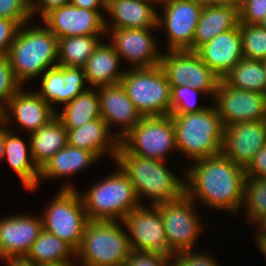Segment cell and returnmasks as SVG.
<instances>
[{
	"label": "cell",
	"instance_id": "1",
	"mask_svg": "<svg viewBox=\"0 0 266 266\" xmlns=\"http://www.w3.org/2000/svg\"><path fill=\"white\" fill-rule=\"evenodd\" d=\"M184 172L185 194L194 202L235 214L243 206L245 168L222 152L193 161Z\"/></svg>",
	"mask_w": 266,
	"mask_h": 266
},
{
	"label": "cell",
	"instance_id": "2",
	"mask_svg": "<svg viewBox=\"0 0 266 266\" xmlns=\"http://www.w3.org/2000/svg\"><path fill=\"white\" fill-rule=\"evenodd\" d=\"M114 162L131 180L140 205L145 196L155 206L176 200L185 193L184 177L180 179L172 173L165 164L167 161L134 155L119 143Z\"/></svg>",
	"mask_w": 266,
	"mask_h": 266
},
{
	"label": "cell",
	"instance_id": "3",
	"mask_svg": "<svg viewBox=\"0 0 266 266\" xmlns=\"http://www.w3.org/2000/svg\"><path fill=\"white\" fill-rule=\"evenodd\" d=\"M7 56L13 73L25 86L58 65V38L45 25L28 22L19 27Z\"/></svg>",
	"mask_w": 266,
	"mask_h": 266
},
{
	"label": "cell",
	"instance_id": "4",
	"mask_svg": "<svg viewBox=\"0 0 266 266\" xmlns=\"http://www.w3.org/2000/svg\"><path fill=\"white\" fill-rule=\"evenodd\" d=\"M210 106L196 113H170L177 150L193 161L222 152L224 125L215 106Z\"/></svg>",
	"mask_w": 266,
	"mask_h": 266
},
{
	"label": "cell",
	"instance_id": "5",
	"mask_svg": "<svg viewBox=\"0 0 266 266\" xmlns=\"http://www.w3.org/2000/svg\"><path fill=\"white\" fill-rule=\"evenodd\" d=\"M83 193L80 196L89 221L122 222L140 206L131 180L118 167Z\"/></svg>",
	"mask_w": 266,
	"mask_h": 266
},
{
	"label": "cell",
	"instance_id": "6",
	"mask_svg": "<svg viewBox=\"0 0 266 266\" xmlns=\"http://www.w3.org/2000/svg\"><path fill=\"white\" fill-rule=\"evenodd\" d=\"M120 221H88L76 251L80 266H122L132 253Z\"/></svg>",
	"mask_w": 266,
	"mask_h": 266
},
{
	"label": "cell",
	"instance_id": "7",
	"mask_svg": "<svg viewBox=\"0 0 266 266\" xmlns=\"http://www.w3.org/2000/svg\"><path fill=\"white\" fill-rule=\"evenodd\" d=\"M120 83L143 117L170 115L171 85L159 65L152 68H127Z\"/></svg>",
	"mask_w": 266,
	"mask_h": 266
},
{
	"label": "cell",
	"instance_id": "8",
	"mask_svg": "<svg viewBox=\"0 0 266 266\" xmlns=\"http://www.w3.org/2000/svg\"><path fill=\"white\" fill-rule=\"evenodd\" d=\"M62 186L41 215L43 230L56 235L77 251L89 220L76 187L68 183Z\"/></svg>",
	"mask_w": 266,
	"mask_h": 266
},
{
	"label": "cell",
	"instance_id": "9",
	"mask_svg": "<svg viewBox=\"0 0 266 266\" xmlns=\"http://www.w3.org/2000/svg\"><path fill=\"white\" fill-rule=\"evenodd\" d=\"M155 206L162 216L168 241V255L193 250L199 235L205 228L204 223L199 220L200 217L196 211L198 206L195 205L194 201L184 193L176 200Z\"/></svg>",
	"mask_w": 266,
	"mask_h": 266
},
{
	"label": "cell",
	"instance_id": "10",
	"mask_svg": "<svg viewBox=\"0 0 266 266\" xmlns=\"http://www.w3.org/2000/svg\"><path fill=\"white\" fill-rule=\"evenodd\" d=\"M120 143L134 155L166 161L168 153L178 152L171 115L143 117Z\"/></svg>",
	"mask_w": 266,
	"mask_h": 266
},
{
	"label": "cell",
	"instance_id": "11",
	"mask_svg": "<svg viewBox=\"0 0 266 266\" xmlns=\"http://www.w3.org/2000/svg\"><path fill=\"white\" fill-rule=\"evenodd\" d=\"M213 100L224 126L266 120L264 93L235 89L221 79Z\"/></svg>",
	"mask_w": 266,
	"mask_h": 266
},
{
	"label": "cell",
	"instance_id": "12",
	"mask_svg": "<svg viewBox=\"0 0 266 266\" xmlns=\"http://www.w3.org/2000/svg\"><path fill=\"white\" fill-rule=\"evenodd\" d=\"M160 6L163 7V15L158 12V27L164 26L163 29L167 32V51H192L193 38L203 6L188 0H166Z\"/></svg>",
	"mask_w": 266,
	"mask_h": 266
},
{
	"label": "cell",
	"instance_id": "13",
	"mask_svg": "<svg viewBox=\"0 0 266 266\" xmlns=\"http://www.w3.org/2000/svg\"><path fill=\"white\" fill-rule=\"evenodd\" d=\"M108 42L112 44L120 59L131 63V68L158 66L162 52L151 31L155 28H105Z\"/></svg>",
	"mask_w": 266,
	"mask_h": 266
},
{
	"label": "cell",
	"instance_id": "14",
	"mask_svg": "<svg viewBox=\"0 0 266 266\" xmlns=\"http://www.w3.org/2000/svg\"><path fill=\"white\" fill-rule=\"evenodd\" d=\"M150 206L140 205L133 209L120 225L131 235L128 234V239L132 250L168 255V241L161 213L156 206Z\"/></svg>",
	"mask_w": 266,
	"mask_h": 266
},
{
	"label": "cell",
	"instance_id": "15",
	"mask_svg": "<svg viewBox=\"0 0 266 266\" xmlns=\"http://www.w3.org/2000/svg\"><path fill=\"white\" fill-rule=\"evenodd\" d=\"M104 16L102 11L78 8L68 3L53 9L42 20L58 39L82 35L106 36Z\"/></svg>",
	"mask_w": 266,
	"mask_h": 266
},
{
	"label": "cell",
	"instance_id": "16",
	"mask_svg": "<svg viewBox=\"0 0 266 266\" xmlns=\"http://www.w3.org/2000/svg\"><path fill=\"white\" fill-rule=\"evenodd\" d=\"M43 231L42 218L27 214L0 219V259H23Z\"/></svg>",
	"mask_w": 266,
	"mask_h": 266
},
{
	"label": "cell",
	"instance_id": "17",
	"mask_svg": "<svg viewBox=\"0 0 266 266\" xmlns=\"http://www.w3.org/2000/svg\"><path fill=\"white\" fill-rule=\"evenodd\" d=\"M22 87L0 110V120L8 127L14 119L21 130L29 135L41 126L48 124L55 116V111L34 90L26 91Z\"/></svg>",
	"mask_w": 266,
	"mask_h": 266
},
{
	"label": "cell",
	"instance_id": "18",
	"mask_svg": "<svg viewBox=\"0 0 266 266\" xmlns=\"http://www.w3.org/2000/svg\"><path fill=\"white\" fill-rule=\"evenodd\" d=\"M266 144V120L224 126L222 153L246 168Z\"/></svg>",
	"mask_w": 266,
	"mask_h": 266
},
{
	"label": "cell",
	"instance_id": "19",
	"mask_svg": "<svg viewBox=\"0 0 266 266\" xmlns=\"http://www.w3.org/2000/svg\"><path fill=\"white\" fill-rule=\"evenodd\" d=\"M39 82L40 88L35 92L55 111V103L66 105L89 88L85 87L87 81L81 67L57 65L46 70Z\"/></svg>",
	"mask_w": 266,
	"mask_h": 266
},
{
	"label": "cell",
	"instance_id": "20",
	"mask_svg": "<svg viewBox=\"0 0 266 266\" xmlns=\"http://www.w3.org/2000/svg\"><path fill=\"white\" fill-rule=\"evenodd\" d=\"M99 95L100 116L107 123L110 131L112 126L121 127L116 137L121 140L143 116L129 99L121 83L97 88ZM117 124V125H116Z\"/></svg>",
	"mask_w": 266,
	"mask_h": 266
},
{
	"label": "cell",
	"instance_id": "21",
	"mask_svg": "<svg viewBox=\"0 0 266 266\" xmlns=\"http://www.w3.org/2000/svg\"><path fill=\"white\" fill-rule=\"evenodd\" d=\"M196 52L215 74L224 78L244 58L239 27L218 34Z\"/></svg>",
	"mask_w": 266,
	"mask_h": 266
},
{
	"label": "cell",
	"instance_id": "22",
	"mask_svg": "<svg viewBox=\"0 0 266 266\" xmlns=\"http://www.w3.org/2000/svg\"><path fill=\"white\" fill-rule=\"evenodd\" d=\"M240 25V3L226 1L217 5L203 6L196 26L192 51L210 42L218 34Z\"/></svg>",
	"mask_w": 266,
	"mask_h": 266
},
{
	"label": "cell",
	"instance_id": "23",
	"mask_svg": "<svg viewBox=\"0 0 266 266\" xmlns=\"http://www.w3.org/2000/svg\"><path fill=\"white\" fill-rule=\"evenodd\" d=\"M146 0H107L105 28H158V8Z\"/></svg>",
	"mask_w": 266,
	"mask_h": 266
},
{
	"label": "cell",
	"instance_id": "24",
	"mask_svg": "<svg viewBox=\"0 0 266 266\" xmlns=\"http://www.w3.org/2000/svg\"><path fill=\"white\" fill-rule=\"evenodd\" d=\"M67 130L68 145L90 151L98 159L107 153L115 160L120 140L111 133L102 118L94 119L85 125Z\"/></svg>",
	"mask_w": 266,
	"mask_h": 266
},
{
	"label": "cell",
	"instance_id": "25",
	"mask_svg": "<svg viewBox=\"0 0 266 266\" xmlns=\"http://www.w3.org/2000/svg\"><path fill=\"white\" fill-rule=\"evenodd\" d=\"M28 146V148H27ZM4 158L8 161L12 170L16 172L25 190H35L39 186V170L35 164L30 139L26 144L23 139L12 132V128L5 125Z\"/></svg>",
	"mask_w": 266,
	"mask_h": 266
},
{
	"label": "cell",
	"instance_id": "26",
	"mask_svg": "<svg viewBox=\"0 0 266 266\" xmlns=\"http://www.w3.org/2000/svg\"><path fill=\"white\" fill-rule=\"evenodd\" d=\"M120 61L123 60L112 44L101 41L83 67L88 86L98 88L120 83L125 74V71H119Z\"/></svg>",
	"mask_w": 266,
	"mask_h": 266
},
{
	"label": "cell",
	"instance_id": "27",
	"mask_svg": "<svg viewBox=\"0 0 266 266\" xmlns=\"http://www.w3.org/2000/svg\"><path fill=\"white\" fill-rule=\"evenodd\" d=\"M99 159L90 151L66 145L54 154L39 170V182L75 175Z\"/></svg>",
	"mask_w": 266,
	"mask_h": 266
},
{
	"label": "cell",
	"instance_id": "28",
	"mask_svg": "<svg viewBox=\"0 0 266 266\" xmlns=\"http://www.w3.org/2000/svg\"><path fill=\"white\" fill-rule=\"evenodd\" d=\"M32 156L41 168L54 154L67 144V130L56 115L48 124L29 134Z\"/></svg>",
	"mask_w": 266,
	"mask_h": 266
},
{
	"label": "cell",
	"instance_id": "29",
	"mask_svg": "<svg viewBox=\"0 0 266 266\" xmlns=\"http://www.w3.org/2000/svg\"><path fill=\"white\" fill-rule=\"evenodd\" d=\"M62 108V112L59 113L57 110L56 115L66 129L78 128L94 119L101 118L96 88L89 87Z\"/></svg>",
	"mask_w": 266,
	"mask_h": 266
},
{
	"label": "cell",
	"instance_id": "30",
	"mask_svg": "<svg viewBox=\"0 0 266 266\" xmlns=\"http://www.w3.org/2000/svg\"><path fill=\"white\" fill-rule=\"evenodd\" d=\"M24 259L37 265L69 262L75 261L76 251L56 235L43 230Z\"/></svg>",
	"mask_w": 266,
	"mask_h": 266
},
{
	"label": "cell",
	"instance_id": "31",
	"mask_svg": "<svg viewBox=\"0 0 266 266\" xmlns=\"http://www.w3.org/2000/svg\"><path fill=\"white\" fill-rule=\"evenodd\" d=\"M222 80L230 87L266 94L264 62L242 58Z\"/></svg>",
	"mask_w": 266,
	"mask_h": 266
},
{
	"label": "cell",
	"instance_id": "32",
	"mask_svg": "<svg viewBox=\"0 0 266 266\" xmlns=\"http://www.w3.org/2000/svg\"><path fill=\"white\" fill-rule=\"evenodd\" d=\"M104 35H82L58 39V65L83 68ZM100 39V40H99Z\"/></svg>",
	"mask_w": 266,
	"mask_h": 266
},
{
	"label": "cell",
	"instance_id": "33",
	"mask_svg": "<svg viewBox=\"0 0 266 266\" xmlns=\"http://www.w3.org/2000/svg\"><path fill=\"white\" fill-rule=\"evenodd\" d=\"M159 66L162 68L171 87L188 84L191 67L190 50H171L162 53Z\"/></svg>",
	"mask_w": 266,
	"mask_h": 266
},
{
	"label": "cell",
	"instance_id": "34",
	"mask_svg": "<svg viewBox=\"0 0 266 266\" xmlns=\"http://www.w3.org/2000/svg\"><path fill=\"white\" fill-rule=\"evenodd\" d=\"M243 205L249 223L254 224L266 215V179L246 177Z\"/></svg>",
	"mask_w": 266,
	"mask_h": 266
},
{
	"label": "cell",
	"instance_id": "35",
	"mask_svg": "<svg viewBox=\"0 0 266 266\" xmlns=\"http://www.w3.org/2000/svg\"><path fill=\"white\" fill-rule=\"evenodd\" d=\"M220 81L221 78L201 60L197 52L191 51L188 85L214 99Z\"/></svg>",
	"mask_w": 266,
	"mask_h": 266
},
{
	"label": "cell",
	"instance_id": "36",
	"mask_svg": "<svg viewBox=\"0 0 266 266\" xmlns=\"http://www.w3.org/2000/svg\"><path fill=\"white\" fill-rule=\"evenodd\" d=\"M239 30L244 58L266 60V30L259 24H246L243 22H240Z\"/></svg>",
	"mask_w": 266,
	"mask_h": 266
},
{
	"label": "cell",
	"instance_id": "37",
	"mask_svg": "<svg viewBox=\"0 0 266 266\" xmlns=\"http://www.w3.org/2000/svg\"><path fill=\"white\" fill-rule=\"evenodd\" d=\"M197 94L207 95L196 90L188 84L180 87H171V112L170 113H196L206 109L207 105H198Z\"/></svg>",
	"mask_w": 266,
	"mask_h": 266
},
{
	"label": "cell",
	"instance_id": "38",
	"mask_svg": "<svg viewBox=\"0 0 266 266\" xmlns=\"http://www.w3.org/2000/svg\"><path fill=\"white\" fill-rule=\"evenodd\" d=\"M23 87L18 81L7 55L0 56V110Z\"/></svg>",
	"mask_w": 266,
	"mask_h": 266
},
{
	"label": "cell",
	"instance_id": "39",
	"mask_svg": "<svg viewBox=\"0 0 266 266\" xmlns=\"http://www.w3.org/2000/svg\"><path fill=\"white\" fill-rule=\"evenodd\" d=\"M0 18L16 21L20 26L31 22V0H0Z\"/></svg>",
	"mask_w": 266,
	"mask_h": 266
},
{
	"label": "cell",
	"instance_id": "40",
	"mask_svg": "<svg viewBox=\"0 0 266 266\" xmlns=\"http://www.w3.org/2000/svg\"><path fill=\"white\" fill-rule=\"evenodd\" d=\"M210 253L186 250L170 256V266H220Z\"/></svg>",
	"mask_w": 266,
	"mask_h": 266
},
{
	"label": "cell",
	"instance_id": "41",
	"mask_svg": "<svg viewBox=\"0 0 266 266\" xmlns=\"http://www.w3.org/2000/svg\"><path fill=\"white\" fill-rule=\"evenodd\" d=\"M124 266H170V256L158 252L133 250Z\"/></svg>",
	"mask_w": 266,
	"mask_h": 266
},
{
	"label": "cell",
	"instance_id": "42",
	"mask_svg": "<svg viewBox=\"0 0 266 266\" xmlns=\"http://www.w3.org/2000/svg\"><path fill=\"white\" fill-rule=\"evenodd\" d=\"M240 3V22L258 24L266 17V0H242Z\"/></svg>",
	"mask_w": 266,
	"mask_h": 266
},
{
	"label": "cell",
	"instance_id": "43",
	"mask_svg": "<svg viewBox=\"0 0 266 266\" xmlns=\"http://www.w3.org/2000/svg\"><path fill=\"white\" fill-rule=\"evenodd\" d=\"M19 27L16 21L0 18V56L7 55Z\"/></svg>",
	"mask_w": 266,
	"mask_h": 266
},
{
	"label": "cell",
	"instance_id": "44",
	"mask_svg": "<svg viewBox=\"0 0 266 266\" xmlns=\"http://www.w3.org/2000/svg\"><path fill=\"white\" fill-rule=\"evenodd\" d=\"M246 177L266 179V144L256 153L253 160L245 168Z\"/></svg>",
	"mask_w": 266,
	"mask_h": 266
},
{
	"label": "cell",
	"instance_id": "45",
	"mask_svg": "<svg viewBox=\"0 0 266 266\" xmlns=\"http://www.w3.org/2000/svg\"><path fill=\"white\" fill-rule=\"evenodd\" d=\"M68 3L69 0H31L32 18H34L36 14L38 15L40 13V17L43 19L53 9L60 8Z\"/></svg>",
	"mask_w": 266,
	"mask_h": 266
},
{
	"label": "cell",
	"instance_id": "46",
	"mask_svg": "<svg viewBox=\"0 0 266 266\" xmlns=\"http://www.w3.org/2000/svg\"><path fill=\"white\" fill-rule=\"evenodd\" d=\"M69 3L78 8H83L88 10L102 9L106 13L107 0H69Z\"/></svg>",
	"mask_w": 266,
	"mask_h": 266
},
{
	"label": "cell",
	"instance_id": "47",
	"mask_svg": "<svg viewBox=\"0 0 266 266\" xmlns=\"http://www.w3.org/2000/svg\"><path fill=\"white\" fill-rule=\"evenodd\" d=\"M255 235H257L254 238V241H256V247H258V250L262 252L266 258V232H257Z\"/></svg>",
	"mask_w": 266,
	"mask_h": 266
},
{
	"label": "cell",
	"instance_id": "48",
	"mask_svg": "<svg viewBox=\"0 0 266 266\" xmlns=\"http://www.w3.org/2000/svg\"><path fill=\"white\" fill-rule=\"evenodd\" d=\"M6 266H39L37 264L28 262L27 260L23 259H9L5 260Z\"/></svg>",
	"mask_w": 266,
	"mask_h": 266
},
{
	"label": "cell",
	"instance_id": "49",
	"mask_svg": "<svg viewBox=\"0 0 266 266\" xmlns=\"http://www.w3.org/2000/svg\"><path fill=\"white\" fill-rule=\"evenodd\" d=\"M5 124L0 120V161L4 159Z\"/></svg>",
	"mask_w": 266,
	"mask_h": 266
},
{
	"label": "cell",
	"instance_id": "50",
	"mask_svg": "<svg viewBox=\"0 0 266 266\" xmlns=\"http://www.w3.org/2000/svg\"><path fill=\"white\" fill-rule=\"evenodd\" d=\"M188 1H192L193 3H197L202 6L217 5L226 2V0H188Z\"/></svg>",
	"mask_w": 266,
	"mask_h": 266
},
{
	"label": "cell",
	"instance_id": "51",
	"mask_svg": "<svg viewBox=\"0 0 266 266\" xmlns=\"http://www.w3.org/2000/svg\"><path fill=\"white\" fill-rule=\"evenodd\" d=\"M255 224L258 225L256 232H266V215L260 218Z\"/></svg>",
	"mask_w": 266,
	"mask_h": 266
},
{
	"label": "cell",
	"instance_id": "52",
	"mask_svg": "<svg viewBox=\"0 0 266 266\" xmlns=\"http://www.w3.org/2000/svg\"><path fill=\"white\" fill-rule=\"evenodd\" d=\"M77 261H69V262H56V263H48V264H41L39 266H74ZM74 263V264H73Z\"/></svg>",
	"mask_w": 266,
	"mask_h": 266
},
{
	"label": "cell",
	"instance_id": "53",
	"mask_svg": "<svg viewBox=\"0 0 266 266\" xmlns=\"http://www.w3.org/2000/svg\"><path fill=\"white\" fill-rule=\"evenodd\" d=\"M146 1H150L152 2L153 4H155L154 6H156L157 4V7L160 6V4L162 5L166 0H146Z\"/></svg>",
	"mask_w": 266,
	"mask_h": 266
},
{
	"label": "cell",
	"instance_id": "54",
	"mask_svg": "<svg viewBox=\"0 0 266 266\" xmlns=\"http://www.w3.org/2000/svg\"><path fill=\"white\" fill-rule=\"evenodd\" d=\"M264 30H266V17L258 23Z\"/></svg>",
	"mask_w": 266,
	"mask_h": 266
},
{
	"label": "cell",
	"instance_id": "55",
	"mask_svg": "<svg viewBox=\"0 0 266 266\" xmlns=\"http://www.w3.org/2000/svg\"><path fill=\"white\" fill-rule=\"evenodd\" d=\"M263 62H264V68H265V71H266V60H264Z\"/></svg>",
	"mask_w": 266,
	"mask_h": 266
}]
</instances>
